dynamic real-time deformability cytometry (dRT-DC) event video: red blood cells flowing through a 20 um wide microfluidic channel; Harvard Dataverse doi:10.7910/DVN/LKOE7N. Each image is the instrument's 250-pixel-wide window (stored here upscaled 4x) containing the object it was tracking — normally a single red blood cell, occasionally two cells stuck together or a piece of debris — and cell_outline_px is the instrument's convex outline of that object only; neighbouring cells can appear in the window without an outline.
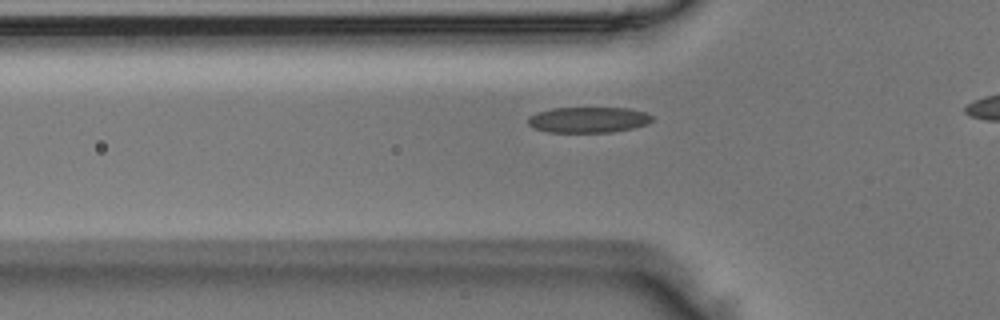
{"species": "Egyptian fruit bat (a non-hibernating species)", "species_latin": "Rousettus aegyptiacus", "temperature_condition": "room temperature", "stored_images_in_passage": 23, "camera_frame_rate_fps": 3000, "um_per_image_px": 0.085, "animal": {"sex": "male"}, "frame": {"image": 1, "passage_image": 8, "time_ms": 2.333, "image_size_px": [1000, 320], "cell_outline_px": [[652, 120], [648, 124], [632, 128], [612, 132], [548, 132], [536, 128], [528, 124], [528, 116], [536, 112], [552, 108], [628, 108], [644, 112], [652, 116]], "centroid_in_image_um": [49.99, 10.18], "position_along_channel_um": 75.8, "area_um2": 18.55}}
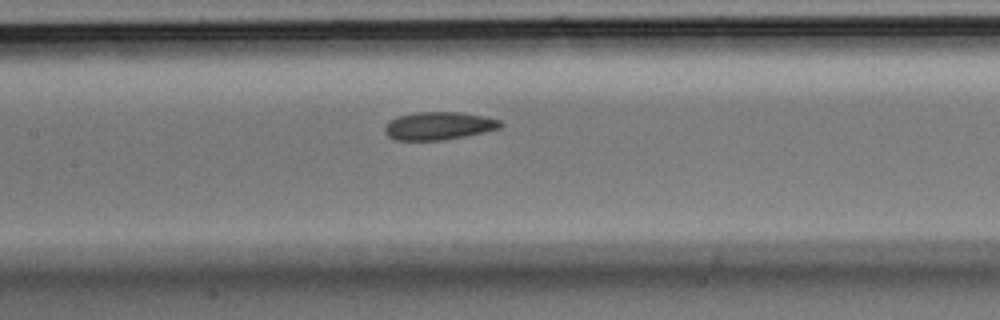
{"frame": {"image": 2, "passage_image": 15, "time_ms": 4.667, "image_size_px": [1000, 320], "cell_outline_px": [[504, 124], [500, 128], [484, 132], [464, 136], [440, 140], [396, 140], [388, 136], [384, 132], [384, 124], [388, 120], [396, 116], [416, 112], [460, 112], [484, 116], [500, 120]], "centroid_in_image_um": [37.25, 10.68], "position_along_channel_um": 170.2, "area_um2": 18.96}}
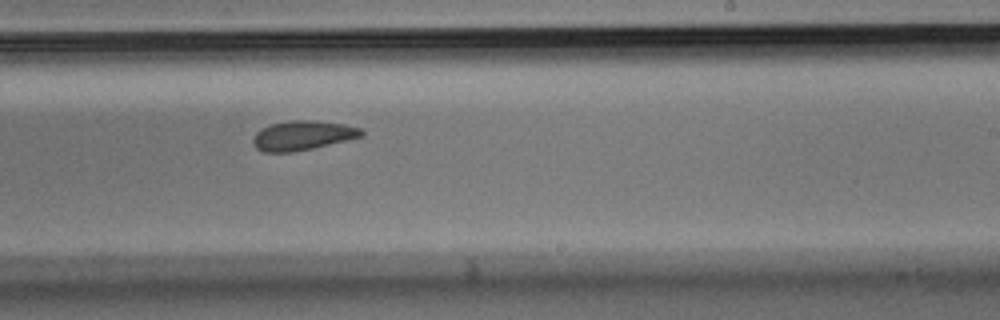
{"frame": {"image": 3, "passage_image": 22, "time_ms": 7.0, "image_size_px": [1000, 320], "cell_outline_px": [[364, 136], [312, 148], [292, 152], [264, 152], [256, 148], [252, 144], [252, 140], [256, 132], [260, 128], [268, 124], [292, 120], [312, 120], [344, 124], [360, 128], [364, 132]], "centroid_in_image_um": [25.68, 11.51], "position_along_channel_um": 263.3, "area_um2": 18.67}}